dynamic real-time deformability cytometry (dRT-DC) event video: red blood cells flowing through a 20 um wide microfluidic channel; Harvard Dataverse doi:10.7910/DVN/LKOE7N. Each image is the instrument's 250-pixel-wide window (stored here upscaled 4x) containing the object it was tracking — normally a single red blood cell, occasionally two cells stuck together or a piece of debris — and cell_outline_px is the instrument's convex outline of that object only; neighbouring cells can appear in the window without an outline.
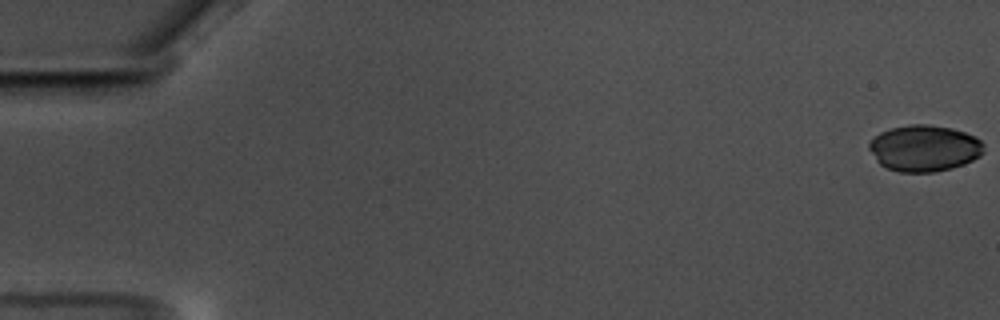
{"species": "common noctule bat (a hibernating species)", "species_latin": "Nyctalus noctula", "temperature_condition": "warm", "stored_images_in_passage": 59, "camera_frame_rate_fps": 3000, "um_per_image_px": 0.085, "animal": {"sex": "male", "body_mass_g": 17.5, "forearm_length_mm": 52.3}, "frame": {"image": 1, "passage_image": 1, "time_ms": 0.0, "image_size_px": [1000, 320], "cell_outline_px": [[984, 152], [980, 156], [964, 164], [952, 168], [932, 172], [900, 172], [888, 168], [880, 164], [876, 160], [868, 148], [868, 144], [880, 132], [888, 128], [908, 124], [928, 124], [952, 128], [976, 136], [984, 144]], "centroid_in_image_um": [78.57, 12.59], "position_along_channel_um": 6.4, "area_um2": 31.15}}
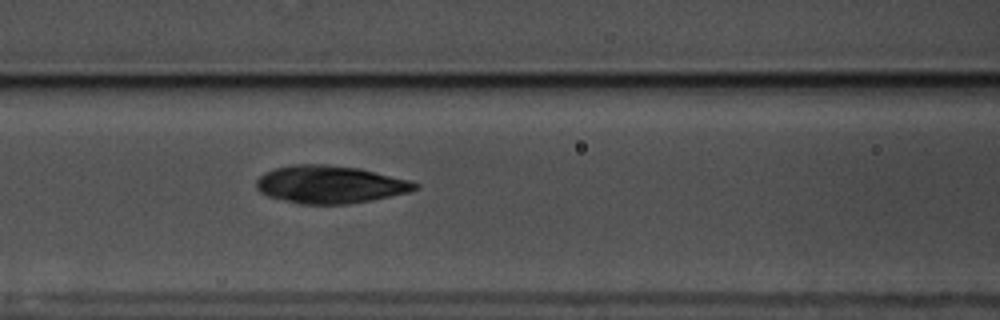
{"frame": {"image": 2, "passage_image": 26, "time_ms": 8.333, "image_size_px": [1000, 320], "cell_outline_px": [[420, 188], [408, 192], [372, 200], [348, 204], [300, 204], [268, 196], [260, 192], [256, 188], [256, 180], [264, 172], [276, 168], [292, 164], [324, 164], [360, 168], [408, 180], [420, 184]], "centroid_in_image_um": [28.04, 15.68], "position_along_channel_um": 138.6, "area_um2": 34.85}}
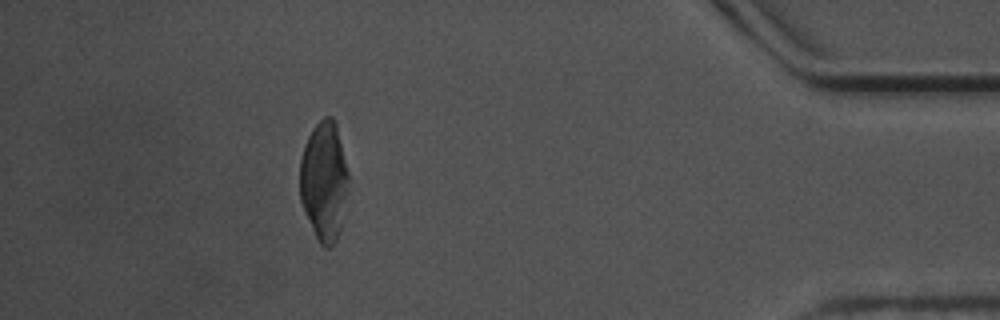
{"frame": {"image": 3, "passage_image": 53, "time_ms": 17.333, "image_size_px": [1000, 320], "cell_outline_px": [[352, 180], [340, 228], [336, 240], [328, 248], [324, 248], [320, 244], [304, 212], [300, 200], [300, 160], [304, 144], [312, 128], [324, 116], [332, 116], [336, 124]], "centroid_in_image_um": [27.58, 15.37], "position_along_channel_um": 407.6, "area_um2": 34.56}}